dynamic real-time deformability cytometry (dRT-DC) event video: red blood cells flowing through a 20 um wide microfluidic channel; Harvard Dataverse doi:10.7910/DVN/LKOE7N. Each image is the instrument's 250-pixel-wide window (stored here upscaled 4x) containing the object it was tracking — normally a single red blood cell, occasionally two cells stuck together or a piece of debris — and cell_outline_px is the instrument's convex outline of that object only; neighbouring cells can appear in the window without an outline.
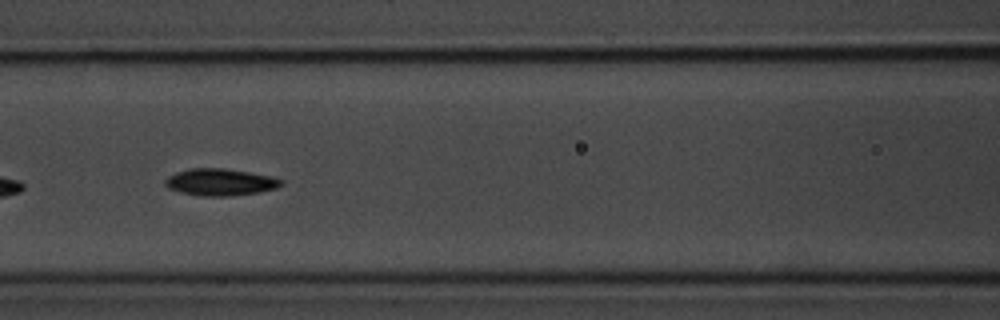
{"species": "common noctule bat (a hibernating species)", "species_latin": "Nyctalus noctula", "temperature_condition": "room temperature", "stored_images_in_passage": 32, "camera_frame_rate_fps": 3000, "um_per_image_px": 0.085, "animal": {"sex": "male", "body_mass_g": 20.1, "forearm_length_mm": 53.5}, "frame": {"image": 1, "passage_image": 10, "time_ms": 3.0, "image_size_px": [1000, 320], "cell_outline_px": [[284, 184], [276, 188], [260, 192], [232, 196], [200, 196], [180, 192], [168, 188], [164, 184], [164, 180], [168, 176], [176, 172], [192, 168], [224, 168], [272, 176], [280, 180]], "centroid_in_image_um": [18.7, 15.49], "position_along_channel_um": 147.9, "area_um2": 18.26}, "authors_computed_cell_mechanics": {"area_um2": 17.4845, "velocity_mm_per_s": 3.6874, "shape_relaxation_time_tau1_ms": 2.6432, "shape_relaxation_time_tau2_ms": 8.1366, "deformation_change_tau1": 0.1086, "deformation_change_tau2": 0.1334}}